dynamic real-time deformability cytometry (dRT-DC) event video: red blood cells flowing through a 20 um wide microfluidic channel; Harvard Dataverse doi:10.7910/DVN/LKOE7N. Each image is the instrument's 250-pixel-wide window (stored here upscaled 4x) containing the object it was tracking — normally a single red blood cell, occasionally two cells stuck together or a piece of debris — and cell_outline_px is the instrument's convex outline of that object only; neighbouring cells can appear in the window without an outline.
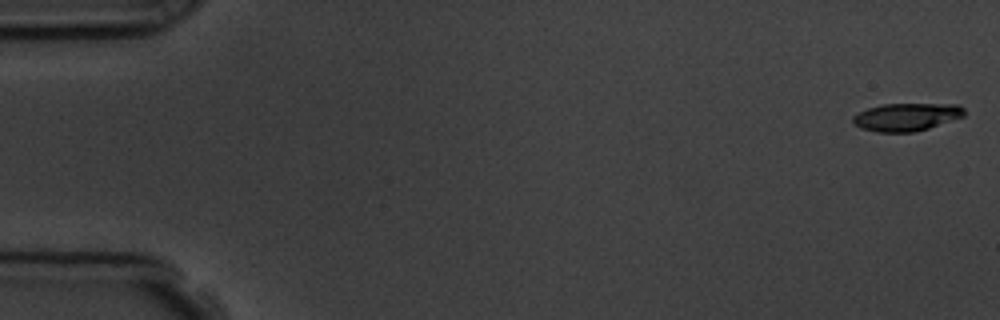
{"species": "common noctule bat (a hibernating species)", "species_latin": "Nyctalus noctula", "temperature_condition": "room temperature", "stored_images_in_passage": 6, "camera_frame_rate_fps": 3000, "um_per_image_px": 0.085, "animal": {"sex": "male", "body_mass_g": 19.5, "forearm_length_mm": 54.6}, "frame": {"image": 1, "passage_image": 1, "time_ms": 0.0, "image_size_px": [1000, 320], "cell_outline_px": [[964, 116], [916, 132], [876, 132], [860, 128], [852, 124], [852, 116], [868, 108], [880, 104], [960, 104], [964, 108]], "centroid_in_image_um": [77.02, 9.94], "position_along_channel_um": 8.0, "area_um2": 18.15}}
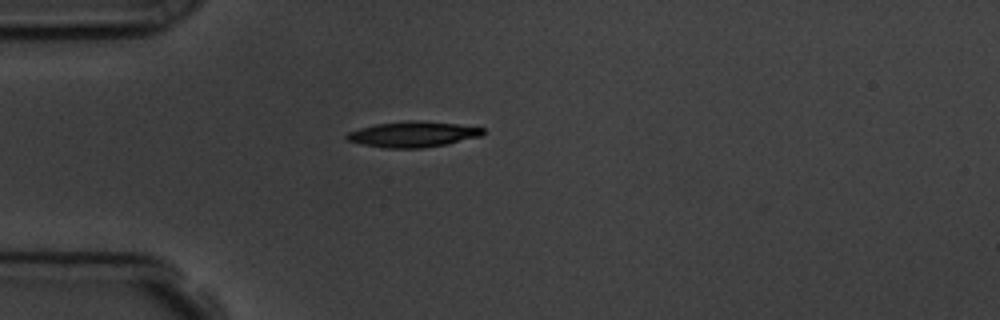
{"frame": {"image": 2, "passage_image": 5, "time_ms": 4.667, "image_size_px": [1000, 320], "cell_outline_px": [[484, 132], [480, 136], [444, 144], [420, 148], [384, 148], [360, 144], [348, 140], [344, 136], [348, 132], [360, 128], [376, 124], [408, 120], [420, 120], [456, 124], [484, 128]], "centroid_in_image_um": [35.04, 11.41], "position_along_channel_um": 50.0, "area_um2": 20.17}}